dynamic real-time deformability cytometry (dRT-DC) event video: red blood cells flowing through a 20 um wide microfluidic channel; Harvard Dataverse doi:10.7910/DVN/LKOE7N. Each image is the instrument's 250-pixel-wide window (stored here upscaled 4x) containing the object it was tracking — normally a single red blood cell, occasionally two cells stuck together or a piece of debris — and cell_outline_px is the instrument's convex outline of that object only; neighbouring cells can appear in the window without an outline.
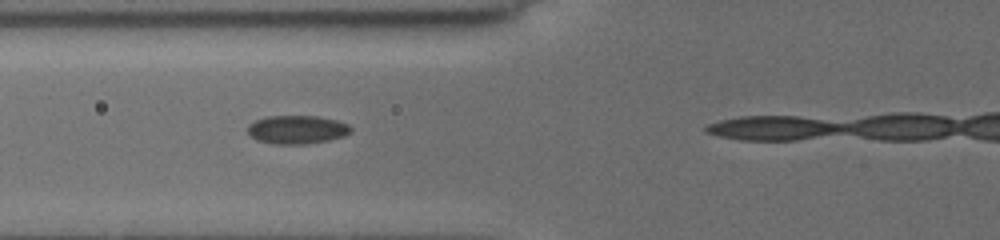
{"species": "common noctule bat (a hibernating species)", "species_latin": "Nyctalus noctula", "temperature_condition": "cold", "stored_images_in_passage": 4, "camera_frame_rate_fps": 3000, "um_per_image_px": 0.085, "animal": {"sex": "female", "body_mass_g": 19.5, "forearm_length_mm": 54.1}, "frame": {"image": 1, "passage_image": 2, "time_ms": 1.333, "image_size_px": [1000, 240], "cell_outline_px": [[352, 132], [344, 136], [328, 140], [308, 144], [272, 144], [256, 140], [248, 132], [248, 124], [264, 116], [316, 116], [336, 120], [348, 124], [352, 128]], "centroid_in_image_um": [25.24, 11.02], "position_along_channel_um": 100.6, "area_um2": 17.22}}
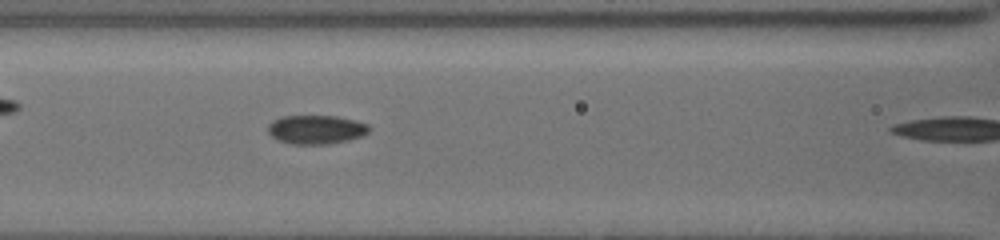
{"frame": {"image": 2, "passage_image": 3, "time_ms": 2.333, "image_size_px": [1000, 240], "cell_outline_px": [[372, 128], [368, 132], [360, 136], [348, 140], [328, 144], [292, 144], [276, 140], [268, 132], [268, 124], [272, 120], [284, 116], [336, 116], [368, 124]], "centroid_in_image_um": [26.84, 11.01], "position_along_channel_um": 139.8, "area_um2": 16.99}}